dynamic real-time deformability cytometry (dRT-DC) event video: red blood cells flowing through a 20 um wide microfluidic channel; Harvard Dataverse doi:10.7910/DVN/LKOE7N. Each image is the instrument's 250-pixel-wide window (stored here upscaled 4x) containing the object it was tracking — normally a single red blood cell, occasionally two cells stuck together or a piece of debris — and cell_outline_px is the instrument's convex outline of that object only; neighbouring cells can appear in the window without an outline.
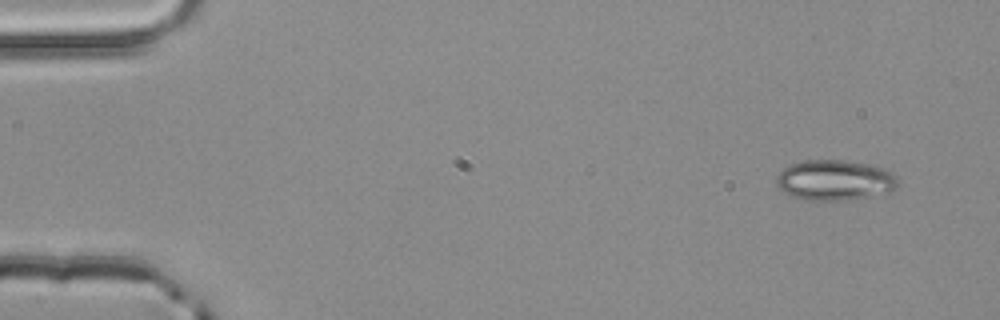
{"species": "common noctule bat (a hibernating species)", "species_latin": "Nyctalus noctula", "temperature_condition": "room temperature", "stored_images_in_passage": 3, "camera_frame_rate_fps": 3000, "um_per_image_px": 0.085, "animal": {"sex": "male", "body_mass_g": 20.4}, "frame": {"image": 1, "passage_image": 1, "time_ms": 0.0, "image_size_px": [1000, 320], "cell_outline_px": [[900, 180], [896, 188], [892, 192], [848, 200], [808, 200], [792, 196], [784, 192], [776, 184], [776, 176], [788, 164], [804, 160], [844, 160], [872, 164], [884, 168], [892, 172]], "centroid_in_image_um": [70.99, 15.3], "position_along_channel_um": 14.0, "area_um2": 29.02}}